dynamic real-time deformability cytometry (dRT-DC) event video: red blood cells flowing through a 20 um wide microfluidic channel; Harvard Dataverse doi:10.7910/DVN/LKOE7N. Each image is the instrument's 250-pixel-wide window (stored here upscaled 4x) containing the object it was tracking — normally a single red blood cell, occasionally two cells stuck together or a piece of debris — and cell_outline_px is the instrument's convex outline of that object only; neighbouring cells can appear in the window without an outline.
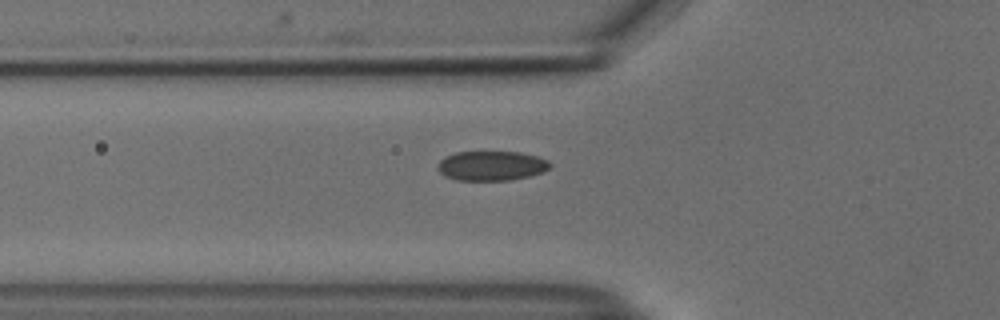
{"species": "common noctule bat (a hibernating species)", "species_latin": "Nyctalus noctula", "temperature_condition": "cold", "stored_images_in_passage": 29, "camera_frame_rate_fps": 3000, "um_per_image_px": 0.085, "animal": {"sex": "male", "body_mass_g": 18.8}, "frame": {"image": 1, "passage_image": 2, "time_ms": 0.333, "image_size_px": [1000, 320], "cell_outline_px": [[552, 164], [544, 172], [528, 176], [508, 180], [456, 180], [444, 176], [436, 168], [440, 160], [444, 156], [456, 152], [520, 152], [536, 156], [548, 160]], "centroid_in_image_um": [41.75, 14.09], "position_along_channel_um": 84.1, "area_um2": 19.42}}
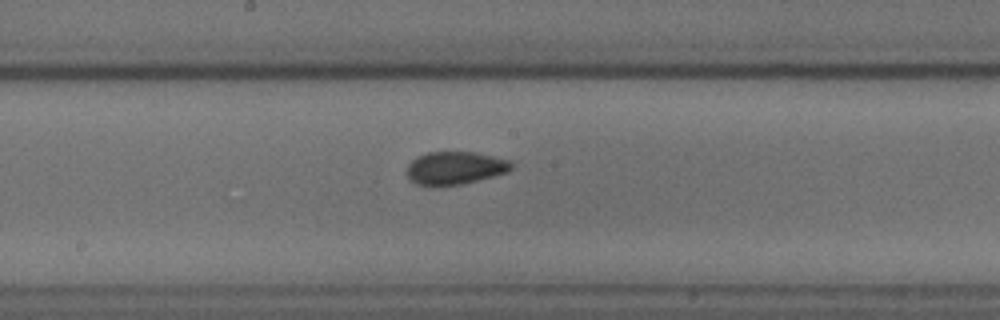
{"frame": {"image": 2, "passage_image": 12, "time_ms": 3.667, "image_size_px": [1000, 320], "cell_outline_px": [[512, 168], [508, 172], [464, 184], [436, 188], [432, 188], [416, 184], [408, 180], [408, 164], [416, 156], [428, 152], [476, 152], [508, 160], [512, 164]], "centroid_in_image_um": [38.63, 14.31], "position_along_channel_um": 209.6, "area_um2": 20.52}}
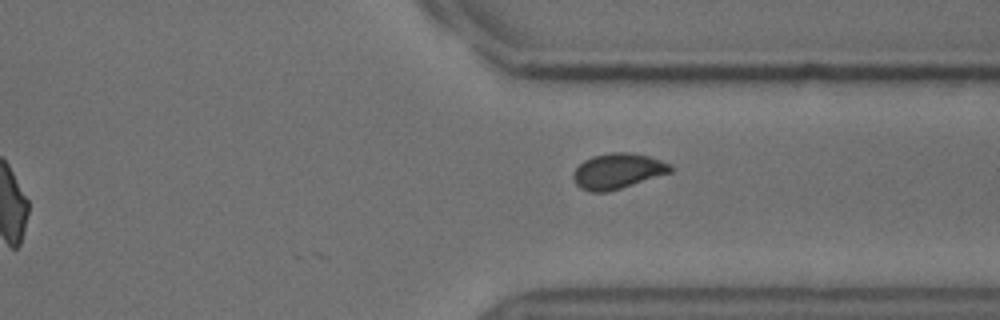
{"frame": {"image": 3, "passage_image": 24, "time_ms": 7.667, "image_size_px": [1000, 320], "cell_outline_px": [[676, 168], [672, 172], [608, 192], [592, 192], [580, 188], [576, 184], [572, 176], [572, 172], [584, 160], [592, 156], [612, 152], [628, 152], [648, 156], [672, 164]], "centroid_in_image_um": [52.52, 14.54], "position_along_channel_um": 358.9, "area_um2": 20.17}, "authors_computed_cell_mechanics": {"area_um2": 19.8832, "velocity_mm_per_s": 3.736, "shape_relaxation_time_tau1_ms": 6.061, "shape_relaxation_time_tau2_ms": 1.4551, "deformation_change_tau1": 0.1168, "deformation_change_tau2": 0.0417}}